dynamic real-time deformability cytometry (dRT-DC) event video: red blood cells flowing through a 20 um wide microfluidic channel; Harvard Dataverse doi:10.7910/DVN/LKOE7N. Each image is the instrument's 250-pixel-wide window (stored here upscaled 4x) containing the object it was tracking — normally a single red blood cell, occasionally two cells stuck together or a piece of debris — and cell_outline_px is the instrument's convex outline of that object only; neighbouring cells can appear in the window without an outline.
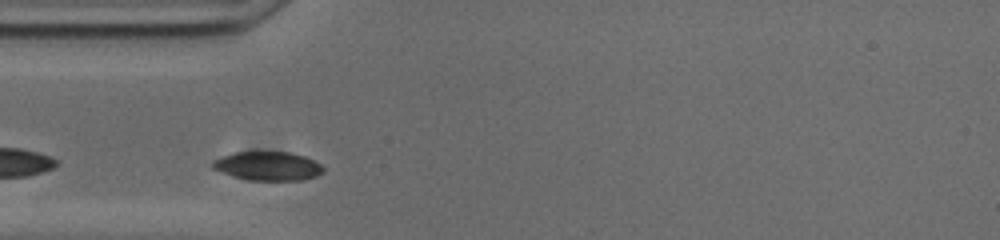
{"species": "common noctule bat (a hibernating species)", "species_latin": "Nyctalus noctula", "temperature_condition": "cold", "stored_images_in_passage": 29, "camera_frame_rate_fps": 3000, "um_per_image_px": 0.085, "animal": {"sex": "male", "body_mass_g": 20.0, "forearm_length_mm": 53.3}, "frame": {"image": 1, "passage_image": 2, "time_ms": 0.333, "image_size_px": [1000, 240], "cell_outline_px": [[324, 172], [316, 176], [300, 180], [248, 180], [232, 176], [212, 168], [208, 164], [212, 160], [220, 156], [232, 152], [292, 152], [304, 156], [320, 164], [324, 168]], "centroid_in_image_um": [22.71, 14.1], "position_along_channel_um": 62.3, "area_um2": 18.79}}
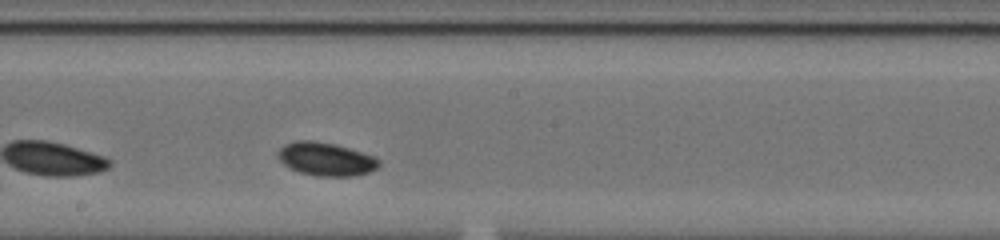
{"frame": {"image": 2, "passage_image": 15, "time_ms": 4.667, "image_size_px": [1000, 240], "cell_outline_px": [[380, 164], [376, 168], [368, 172], [352, 176], [316, 176], [300, 172], [284, 164], [276, 156], [276, 152], [284, 144], [296, 140], [312, 140], [332, 144], [348, 148], [372, 156], [380, 160]], "centroid_in_image_um": [27.65, 13.52], "position_along_channel_um": 220.5, "area_um2": 19.36}}
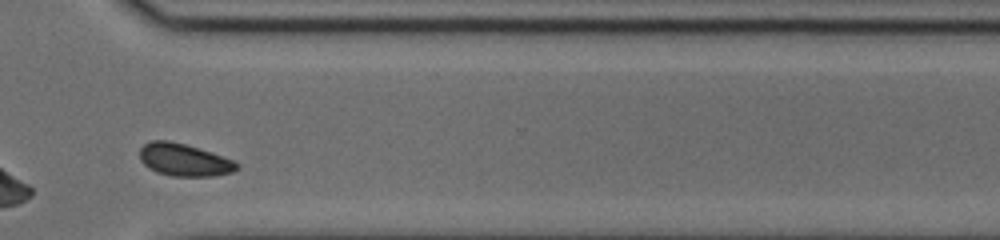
{"frame": {"image": 3, "passage_image": 26, "time_ms": 8.333, "image_size_px": [1000, 240], "cell_outline_px": [[240, 168], [232, 172], [212, 176], [172, 176], [156, 172], [148, 168], [140, 160], [140, 148], [144, 144], [152, 140], [168, 140], [184, 144], [224, 156], [236, 160], [240, 164]], "centroid_in_image_um": [15.67, 13.59], "position_along_channel_um": 354.9, "area_um2": 18.5}, "authors_computed_cell_mechanics": {"area_um2": 18.5538, "velocity_mm_per_s": 3.6653, "shape_relaxation_time_tau1_ms": 5.7445, "shape_relaxation_time_tau2_ms": null, "deformation_change_tau1": 0.1113, "deformation_change_tau2": null}}